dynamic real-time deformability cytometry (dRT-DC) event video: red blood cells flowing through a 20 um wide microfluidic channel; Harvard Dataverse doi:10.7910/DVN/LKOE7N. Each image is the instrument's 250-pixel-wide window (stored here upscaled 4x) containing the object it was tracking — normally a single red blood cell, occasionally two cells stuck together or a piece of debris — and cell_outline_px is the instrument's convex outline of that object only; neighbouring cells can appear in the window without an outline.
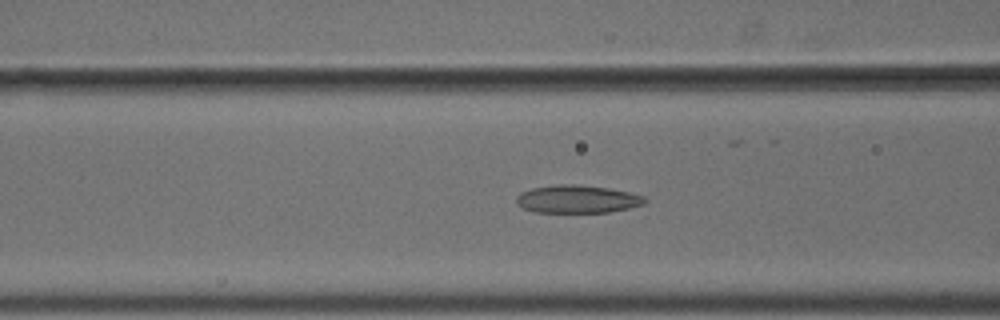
{"species": "common noctule bat (a hibernating species)", "species_latin": "Nyctalus noctula", "temperature_condition": "cold", "stored_images_in_passage": 55, "camera_frame_rate_fps": 3000, "um_per_image_px": 0.085, "animal": {"sex": "male", "body_mass_g": 18.8}, "frame": {"image": 1, "passage_image": 23, "time_ms": 7.333, "image_size_px": [1000, 320], "cell_outline_px": [[648, 200], [644, 204], [628, 208], [608, 212], [532, 212], [516, 204], [516, 196], [520, 192], [532, 188], [552, 184], [576, 184], [608, 188], [628, 192], [644, 196]], "centroid_in_image_um": [49.03, 16.92], "position_along_channel_um": 117.6, "area_um2": 20.98}}
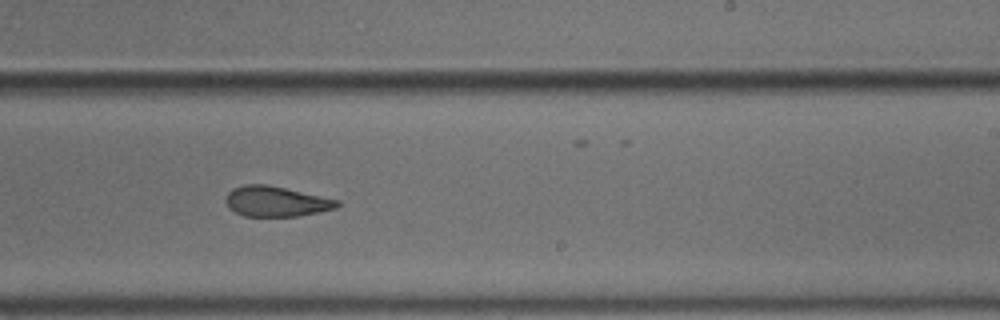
{"frame": {"image": 2, "passage_image": 35, "time_ms": 11.333, "image_size_px": [1000, 320], "cell_outline_px": [[340, 204], [336, 208], [320, 212], [300, 216], [244, 216], [228, 208], [224, 200], [228, 192], [232, 188], [244, 184], [268, 184], [340, 200]], "centroid_in_image_um": [23.45, 17.11], "position_along_channel_um": 265.5, "area_um2": 19.88}}
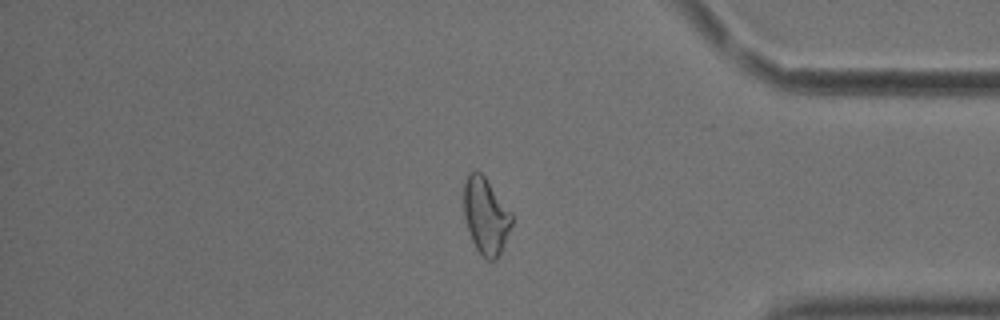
{"frame": {"image": 3, "passage_image": 47, "time_ms": 15.333, "image_size_px": [1000, 320], "cell_outline_px": [[512, 224], [500, 252], [496, 260], [488, 260], [476, 248], [472, 240], [464, 216], [464, 180], [468, 172], [476, 168], [484, 176], [512, 212]], "centroid_in_image_um": [41.28, 18.29], "position_along_channel_um": 393.9, "area_um2": 21.21}, "authors_computed_cell_mechanics": {"area_um2": 21.5594, "velocity_mm_per_s": 3.6972, "shape_relaxation_time_tau1_ms": 10.5477, "shape_relaxation_time_tau2_ms": 3.7863, "deformation_change_tau1": 0.2109, "deformation_change_tau2": 0.1074}}